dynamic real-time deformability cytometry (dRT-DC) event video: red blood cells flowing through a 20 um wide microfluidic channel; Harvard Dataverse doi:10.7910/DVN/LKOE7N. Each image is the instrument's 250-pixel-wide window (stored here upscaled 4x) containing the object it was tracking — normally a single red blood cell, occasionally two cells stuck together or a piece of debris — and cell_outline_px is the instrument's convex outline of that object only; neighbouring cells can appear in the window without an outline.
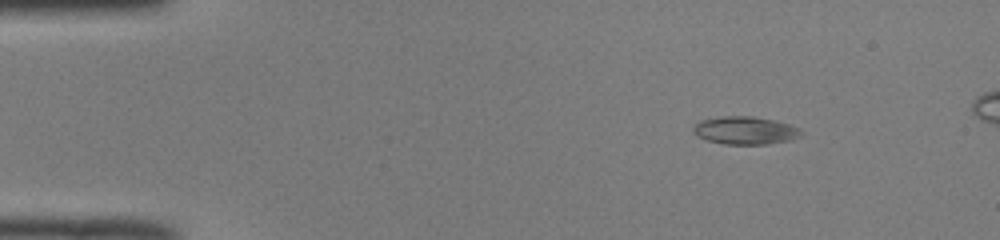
{"species": "common noctule bat (a hibernating species)", "species_latin": "Nyctalus noctula", "temperature_condition": "room temperature", "stored_images_in_passage": 44, "camera_frame_rate_fps": 3000, "um_per_image_px": 0.085, "animal": {"sex": "male", "body_mass_g": 19.0, "forearm_length_mm": 50.8}, "frame": {"image": 1, "passage_image": 1, "time_ms": 0.0, "image_size_px": [1000, 240], "cell_outline_px": [[804, 132], [800, 136], [788, 140], [764, 144], [724, 144], [708, 140], [696, 136], [692, 132], [692, 128], [700, 120], [720, 116], [752, 116], [772, 120], [788, 124], [800, 128]], "centroid_in_image_um": [63.3, 11.08], "position_along_channel_um": 21.7, "area_um2": 17.46}}
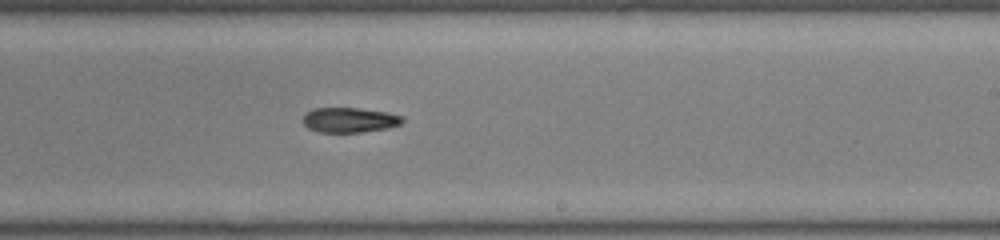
{"frame": {"image": 2, "passage_image": 25, "time_ms": 8.0, "image_size_px": [1000, 240], "cell_outline_px": [[404, 120], [400, 124], [388, 128], [360, 132], [320, 132], [308, 128], [304, 124], [304, 116], [312, 108], [360, 108], [388, 112], [400, 116]], "centroid_in_image_um": [29.71, 10.19], "position_along_channel_um": 259.3, "area_um2": 14.33}}
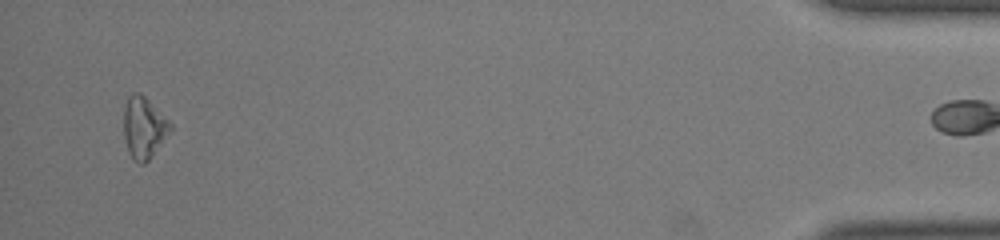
{"frame": {"image": 3, "passage_image": 43, "time_ms": 14.0, "image_size_px": [1000, 240], "cell_outline_px": [[172, 128], [152, 156], [144, 164], [140, 164], [128, 152], [124, 136], [124, 108], [128, 96], [132, 92], [140, 92], [172, 124]], "centroid_in_image_um": [12.21, 10.83], "position_along_channel_um": 423.0, "area_um2": 16.42}, "authors_computed_cell_mechanics": {"area_um2": 15.3459, "velocity_mm_per_s": 4.0434, "shape_relaxation_time_tau1_ms": 4.288, "shape_relaxation_time_tau2_ms": null, "deformation_change_tau1": 0.1438, "deformation_change_tau2": null}}